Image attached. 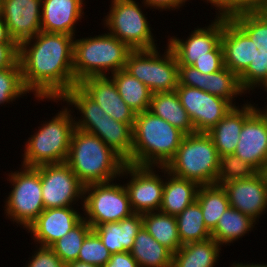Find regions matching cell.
<instances>
[{
  "mask_svg": "<svg viewBox=\"0 0 267 267\" xmlns=\"http://www.w3.org/2000/svg\"><path fill=\"white\" fill-rule=\"evenodd\" d=\"M175 91L195 132L207 133L233 107L227 100L195 87L178 85Z\"/></svg>",
  "mask_w": 267,
  "mask_h": 267,
  "instance_id": "15",
  "label": "cell"
},
{
  "mask_svg": "<svg viewBox=\"0 0 267 267\" xmlns=\"http://www.w3.org/2000/svg\"><path fill=\"white\" fill-rule=\"evenodd\" d=\"M220 157L207 133L185 135L175 156L165 166L174 176L201 185L217 184Z\"/></svg>",
  "mask_w": 267,
  "mask_h": 267,
  "instance_id": "7",
  "label": "cell"
},
{
  "mask_svg": "<svg viewBox=\"0 0 267 267\" xmlns=\"http://www.w3.org/2000/svg\"><path fill=\"white\" fill-rule=\"evenodd\" d=\"M135 0H111L108 14L103 18L112 36L124 42L131 50L156 48L150 21Z\"/></svg>",
  "mask_w": 267,
  "mask_h": 267,
  "instance_id": "10",
  "label": "cell"
},
{
  "mask_svg": "<svg viewBox=\"0 0 267 267\" xmlns=\"http://www.w3.org/2000/svg\"><path fill=\"white\" fill-rule=\"evenodd\" d=\"M257 222L239 210L229 207L218 220L211 231V238L221 246H227L239 240L253 230ZM234 241V242H233ZM225 244V245H223Z\"/></svg>",
  "mask_w": 267,
  "mask_h": 267,
  "instance_id": "30",
  "label": "cell"
},
{
  "mask_svg": "<svg viewBox=\"0 0 267 267\" xmlns=\"http://www.w3.org/2000/svg\"><path fill=\"white\" fill-rule=\"evenodd\" d=\"M143 227L142 214L134 213L120 222L101 224L92 228L111 254L130 252L135 237Z\"/></svg>",
  "mask_w": 267,
  "mask_h": 267,
  "instance_id": "26",
  "label": "cell"
},
{
  "mask_svg": "<svg viewBox=\"0 0 267 267\" xmlns=\"http://www.w3.org/2000/svg\"><path fill=\"white\" fill-rule=\"evenodd\" d=\"M187 1L189 0H142L141 3L146 6V9L150 7V9H158V11H171L176 9L179 10Z\"/></svg>",
  "mask_w": 267,
  "mask_h": 267,
  "instance_id": "46",
  "label": "cell"
},
{
  "mask_svg": "<svg viewBox=\"0 0 267 267\" xmlns=\"http://www.w3.org/2000/svg\"><path fill=\"white\" fill-rule=\"evenodd\" d=\"M259 109L264 111L267 114V109H261V108H259Z\"/></svg>",
  "mask_w": 267,
  "mask_h": 267,
  "instance_id": "52",
  "label": "cell"
},
{
  "mask_svg": "<svg viewBox=\"0 0 267 267\" xmlns=\"http://www.w3.org/2000/svg\"><path fill=\"white\" fill-rule=\"evenodd\" d=\"M32 257L24 267H66V264L50 247L37 246Z\"/></svg>",
  "mask_w": 267,
  "mask_h": 267,
  "instance_id": "41",
  "label": "cell"
},
{
  "mask_svg": "<svg viewBox=\"0 0 267 267\" xmlns=\"http://www.w3.org/2000/svg\"><path fill=\"white\" fill-rule=\"evenodd\" d=\"M234 154L257 172L267 168V114L259 107L244 121Z\"/></svg>",
  "mask_w": 267,
  "mask_h": 267,
  "instance_id": "17",
  "label": "cell"
},
{
  "mask_svg": "<svg viewBox=\"0 0 267 267\" xmlns=\"http://www.w3.org/2000/svg\"><path fill=\"white\" fill-rule=\"evenodd\" d=\"M126 104L136 113L149 110L152 92L137 78L125 69H121L109 76Z\"/></svg>",
  "mask_w": 267,
  "mask_h": 267,
  "instance_id": "31",
  "label": "cell"
},
{
  "mask_svg": "<svg viewBox=\"0 0 267 267\" xmlns=\"http://www.w3.org/2000/svg\"><path fill=\"white\" fill-rule=\"evenodd\" d=\"M253 42L231 19L223 18L221 45L224 66L238 77L253 61Z\"/></svg>",
  "mask_w": 267,
  "mask_h": 267,
  "instance_id": "23",
  "label": "cell"
},
{
  "mask_svg": "<svg viewBox=\"0 0 267 267\" xmlns=\"http://www.w3.org/2000/svg\"><path fill=\"white\" fill-rule=\"evenodd\" d=\"M66 163L86 186L120 178L126 162L100 137L75 129Z\"/></svg>",
  "mask_w": 267,
  "mask_h": 267,
  "instance_id": "4",
  "label": "cell"
},
{
  "mask_svg": "<svg viewBox=\"0 0 267 267\" xmlns=\"http://www.w3.org/2000/svg\"><path fill=\"white\" fill-rule=\"evenodd\" d=\"M140 267H172L173 253L142 227L130 250Z\"/></svg>",
  "mask_w": 267,
  "mask_h": 267,
  "instance_id": "29",
  "label": "cell"
},
{
  "mask_svg": "<svg viewBox=\"0 0 267 267\" xmlns=\"http://www.w3.org/2000/svg\"><path fill=\"white\" fill-rule=\"evenodd\" d=\"M71 106H63L49 121H44L39 129L25 142L22 165L37 167L44 164L66 162L72 134L75 130ZM72 113V114H71Z\"/></svg>",
  "mask_w": 267,
  "mask_h": 267,
  "instance_id": "6",
  "label": "cell"
},
{
  "mask_svg": "<svg viewBox=\"0 0 267 267\" xmlns=\"http://www.w3.org/2000/svg\"><path fill=\"white\" fill-rule=\"evenodd\" d=\"M74 36L40 31L19 45L18 62L25 88L37 98L61 99L76 84Z\"/></svg>",
  "mask_w": 267,
  "mask_h": 267,
  "instance_id": "1",
  "label": "cell"
},
{
  "mask_svg": "<svg viewBox=\"0 0 267 267\" xmlns=\"http://www.w3.org/2000/svg\"><path fill=\"white\" fill-rule=\"evenodd\" d=\"M18 58L19 46L17 44H0V69L15 66Z\"/></svg>",
  "mask_w": 267,
  "mask_h": 267,
  "instance_id": "42",
  "label": "cell"
},
{
  "mask_svg": "<svg viewBox=\"0 0 267 267\" xmlns=\"http://www.w3.org/2000/svg\"><path fill=\"white\" fill-rule=\"evenodd\" d=\"M185 134L150 111L136 114L132 156L136 166L165 167L175 156Z\"/></svg>",
  "mask_w": 267,
  "mask_h": 267,
  "instance_id": "3",
  "label": "cell"
},
{
  "mask_svg": "<svg viewBox=\"0 0 267 267\" xmlns=\"http://www.w3.org/2000/svg\"><path fill=\"white\" fill-rule=\"evenodd\" d=\"M42 0H1V15L19 46L41 31Z\"/></svg>",
  "mask_w": 267,
  "mask_h": 267,
  "instance_id": "18",
  "label": "cell"
},
{
  "mask_svg": "<svg viewBox=\"0 0 267 267\" xmlns=\"http://www.w3.org/2000/svg\"><path fill=\"white\" fill-rule=\"evenodd\" d=\"M130 51L124 42L108 32L74 38L73 73L76 84L87 77L109 76L110 72L113 74L124 69Z\"/></svg>",
  "mask_w": 267,
  "mask_h": 267,
  "instance_id": "5",
  "label": "cell"
},
{
  "mask_svg": "<svg viewBox=\"0 0 267 267\" xmlns=\"http://www.w3.org/2000/svg\"><path fill=\"white\" fill-rule=\"evenodd\" d=\"M239 82L245 94L256 87L262 89L267 83V52L255 43L253 44V61L239 76Z\"/></svg>",
  "mask_w": 267,
  "mask_h": 267,
  "instance_id": "37",
  "label": "cell"
},
{
  "mask_svg": "<svg viewBox=\"0 0 267 267\" xmlns=\"http://www.w3.org/2000/svg\"><path fill=\"white\" fill-rule=\"evenodd\" d=\"M0 44H16L11 38L5 20L0 15Z\"/></svg>",
  "mask_w": 267,
  "mask_h": 267,
  "instance_id": "48",
  "label": "cell"
},
{
  "mask_svg": "<svg viewBox=\"0 0 267 267\" xmlns=\"http://www.w3.org/2000/svg\"><path fill=\"white\" fill-rule=\"evenodd\" d=\"M8 173L11 191L5 199L6 218L27 229L45 209L42 199L40 166L27 167ZM13 186V187H12Z\"/></svg>",
  "mask_w": 267,
  "mask_h": 267,
  "instance_id": "8",
  "label": "cell"
},
{
  "mask_svg": "<svg viewBox=\"0 0 267 267\" xmlns=\"http://www.w3.org/2000/svg\"><path fill=\"white\" fill-rule=\"evenodd\" d=\"M231 19L256 46L267 52V12H244L232 16Z\"/></svg>",
  "mask_w": 267,
  "mask_h": 267,
  "instance_id": "36",
  "label": "cell"
},
{
  "mask_svg": "<svg viewBox=\"0 0 267 267\" xmlns=\"http://www.w3.org/2000/svg\"><path fill=\"white\" fill-rule=\"evenodd\" d=\"M257 171L239 158L235 154H228L220 157L219 172L217 176V184L251 178Z\"/></svg>",
  "mask_w": 267,
  "mask_h": 267,
  "instance_id": "39",
  "label": "cell"
},
{
  "mask_svg": "<svg viewBox=\"0 0 267 267\" xmlns=\"http://www.w3.org/2000/svg\"><path fill=\"white\" fill-rule=\"evenodd\" d=\"M92 230L91 225L83 218L62 238L54 242L50 248L65 263L75 262L87 234Z\"/></svg>",
  "mask_w": 267,
  "mask_h": 267,
  "instance_id": "35",
  "label": "cell"
},
{
  "mask_svg": "<svg viewBox=\"0 0 267 267\" xmlns=\"http://www.w3.org/2000/svg\"><path fill=\"white\" fill-rule=\"evenodd\" d=\"M179 84L201 89L227 100L233 107L234 98L245 93L240 86L239 77L228 68L203 74L193 66H178ZM234 102V103H233Z\"/></svg>",
  "mask_w": 267,
  "mask_h": 267,
  "instance_id": "19",
  "label": "cell"
},
{
  "mask_svg": "<svg viewBox=\"0 0 267 267\" xmlns=\"http://www.w3.org/2000/svg\"><path fill=\"white\" fill-rule=\"evenodd\" d=\"M143 227L160 244L175 253L181 246L175 216L160 211L142 214Z\"/></svg>",
  "mask_w": 267,
  "mask_h": 267,
  "instance_id": "32",
  "label": "cell"
},
{
  "mask_svg": "<svg viewBox=\"0 0 267 267\" xmlns=\"http://www.w3.org/2000/svg\"><path fill=\"white\" fill-rule=\"evenodd\" d=\"M66 267H98L96 265L88 264L81 261L70 262L66 264Z\"/></svg>",
  "mask_w": 267,
  "mask_h": 267,
  "instance_id": "50",
  "label": "cell"
},
{
  "mask_svg": "<svg viewBox=\"0 0 267 267\" xmlns=\"http://www.w3.org/2000/svg\"><path fill=\"white\" fill-rule=\"evenodd\" d=\"M216 8V16L223 18H231L238 14V0H205Z\"/></svg>",
  "mask_w": 267,
  "mask_h": 267,
  "instance_id": "44",
  "label": "cell"
},
{
  "mask_svg": "<svg viewBox=\"0 0 267 267\" xmlns=\"http://www.w3.org/2000/svg\"><path fill=\"white\" fill-rule=\"evenodd\" d=\"M257 108L248 101L243 106H234L223 119L207 132L217 149L219 157L234 154L244 121Z\"/></svg>",
  "mask_w": 267,
  "mask_h": 267,
  "instance_id": "24",
  "label": "cell"
},
{
  "mask_svg": "<svg viewBox=\"0 0 267 267\" xmlns=\"http://www.w3.org/2000/svg\"><path fill=\"white\" fill-rule=\"evenodd\" d=\"M267 0H238V14L244 12H266Z\"/></svg>",
  "mask_w": 267,
  "mask_h": 267,
  "instance_id": "47",
  "label": "cell"
},
{
  "mask_svg": "<svg viewBox=\"0 0 267 267\" xmlns=\"http://www.w3.org/2000/svg\"><path fill=\"white\" fill-rule=\"evenodd\" d=\"M203 74H210L223 69L224 57H203L198 58L192 65Z\"/></svg>",
  "mask_w": 267,
  "mask_h": 267,
  "instance_id": "43",
  "label": "cell"
},
{
  "mask_svg": "<svg viewBox=\"0 0 267 267\" xmlns=\"http://www.w3.org/2000/svg\"><path fill=\"white\" fill-rule=\"evenodd\" d=\"M40 177L45 209L83 205L84 185L66 162L40 165Z\"/></svg>",
  "mask_w": 267,
  "mask_h": 267,
  "instance_id": "12",
  "label": "cell"
},
{
  "mask_svg": "<svg viewBox=\"0 0 267 267\" xmlns=\"http://www.w3.org/2000/svg\"><path fill=\"white\" fill-rule=\"evenodd\" d=\"M85 0H42L41 31L75 37L84 16Z\"/></svg>",
  "mask_w": 267,
  "mask_h": 267,
  "instance_id": "22",
  "label": "cell"
},
{
  "mask_svg": "<svg viewBox=\"0 0 267 267\" xmlns=\"http://www.w3.org/2000/svg\"><path fill=\"white\" fill-rule=\"evenodd\" d=\"M30 93L23 84L21 67L19 62L10 68L0 69V105L26 96Z\"/></svg>",
  "mask_w": 267,
  "mask_h": 267,
  "instance_id": "38",
  "label": "cell"
},
{
  "mask_svg": "<svg viewBox=\"0 0 267 267\" xmlns=\"http://www.w3.org/2000/svg\"><path fill=\"white\" fill-rule=\"evenodd\" d=\"M221 247L213 238L184 244L173 253L172 267H215Z\"/></svg>",
  "mask_w": 267,
  "mask_h": 267,
  "instance_id": "28",
  "label": "cell"
},
{
  "mask_svg": "<svg viewBox=\"0 0 267 267\" xmlns=\"http://www.w3.org/2000/svg\"><path fill=\"white\" fill-rule=\"evenodd\" d=\"M166 52L159 48L131 50L125 70L144 83L152 93L173 92L179 84L178 61L167 44Z\"/></svg>",
  "mask_w": 267,
  "mask_h": 267,
  "instance_id": "9",
  "label": "cell"
},
{
  "mask_svg": "<svg viewBox=\"0 0 267 267\" xmlns=\"http://www.w3.org/2000/svg\"><path fill=\"white\" fill-rule=\"evenodd\" d=\"M110 257L111 253L103 245L98 234L92 229L82 243L77 261L103 267Z\"/></svg>",
  "mask_w": 267,
  "mask_h": 267,
  "instance_id": "40",
  "label": "cell"
},
{
  "mask_svg": "<svg viewBox=\"0 0 267 267\" xmlns=\"http://www.w3.org/2000/svg\"><path fill=\"white\" fill-rule=\"evenodd\" d=\"M156 169L164 173L162 177H166L159 211L176 217L196 201L200 185L195 181L174 176L165 167Z\"/></svg>",
  "mask_w": 267,
  "mask_h": 267,
  "instance_id": "25",
  "label": "cell"
},
{
  "mask_svg": "<svg viewBox=\"0 0 267 267\" xmlns=\"http://www.w3.org/2000/svg\"><path fill=\"white\" fill-rule=\"evenodd\" d=\"M154 169V166L126 163L121 171V178H131L124 186L134 213L144 214L160 210L165 179Z\"/></svg>",
  "mask_w": 267,
  "mask_h": 267,
  "instance_id": "14",
  "label": "cell"
},
{
  "mask_svg": "<svg viewBox=\"0 0 267 267\" xmlns=\"http://www.w3.org/2000/svg\"><path fill=\"white\" fill-rule=\"evenodd\" d=\"M225 189L230 207L239 210L259 222L267 212V175L257 172L251 178L231 180L221 184Z\"/></svg>",
  "mask_w": 267,
  "mask_h": 267,
  "instance_id": "16",
  "label": "cell"
},
{
  "mask_svg": "<svg viewBox=\"0 0 267 267\" xmlns=\"http://www.w3.org/2000/svg\"><path fill=\"white\" fill-rule=\"evenodd\" d=\"M232 266L231 267H267V263H263V264H259V263H249L248 264V262L247 263H236V262H234L233 264H231Z\"/></svg>",
  "mask_w": 267,
  "mask_h": 267,
  "instance_id": "49",
  "label": "cell"
},
{
  "mask_svg": "<svg viewBox=\"0 0 267 267\" xmlns=\"http://www.w3.org/2000/svg\"><path fill=\"white\" fill-rule=\"evenodd\" d=\"M176 220L182 245L206 241L211 238V232L205 226L201 207L197 201L177 215Z\"/></svg>",
  "mask_w": 267,
  "mask_h": 267,
  "instance_id": "34",
  "label": "cell"
},
{
  "mask_svg": "<svg viewBox=\"0 0 267 267\" xmlns=\"http://www.w3.org/2000/svg\"><path fill=\"white\" fill-rule=\"evenodd\" d=\"M222 31L223 17L216 16L208 26L195 28L186 40L172 36L167 44L176 55L178 66H192L198 58L223 57Z\"/></svg>",
  "mask_w": 267,
  "mask_h": 267,
  "instance_id": "13",
  "label": "cell"
},
{
  "mask_svg": "<svg viewBox=\"0 0 267 267\" xmlns=\"http://www.w3.org/2000/svg\"><path fill=\"white\" fill-rule=\"evenodd\" d=\"M103 267H140L128 251L111 254L109 261Z\"/></svg>",
  "mask_w": 267,
  "mask_h": 267,
  "instance_id": "45",
  "label": "cell"
},
{
  "mask_svg": "<svg viewBox=\"0 0 267 267\" xmlns=\"http://www.w3.org/2000/svg\"><path fill=\"white\" fill-rule=\"evenodd\" d=\"M83 217L92 228L101 224L120 222L134 214L127 190L116 180L84 186Z\"/></svg>",
  "mask_w": 267,
  "mask_h": 267,
  "instance_id": "11",
  "label": "cell"
},
{
  "mask_svg": "<svg viewBox=\"0 0 267 267\" xmlns=\"http://www.w3.org/2000/svg\"><path fill=\"white\" fill-rule=\"evenodd\" d=\"M264 89V91L267 92V83L262 87ZM263 109H267V104L265 105V108L262 107Z\"/></svg>",
  "mask_w": 267,
  "mask_h": 267,
  "instance_id": "51",
  "label": "cell"
},
{
  "mask_svg": "<svg viewBox=\"0 0 267 267\" xmlns=\"http://www.w3.org/2000/svg\"><path fill=\"white\" fill-rule=\"evenodd\" d=\"M148 111L164 119L185 135L195 133L191 119L180 103L176 91L152 93Z\"/></svg>",
  "mask_w": 267,
  "mask_h": 267,
  "instance_id": "27",
  "label": "cell"
},
{
  "mask_svg": "<svg viewBox=\"0 0 267 267\" xmlns=\"http://www.w3.org/2000/svg\"><path fill=\"white\" fill-rule=\"evenodd\" d=\"M78 85L110 117L118 122L134 126L136 113L121 98L113 80L109 76L87 77L79 82Z\"/></svg>",
  "mask_w": 267,
  "mask_h": 267,
  "instance_id": "21",
  "label": "cell"
},
{
  "mask_svg": "<svg viewBox=\"0 0 267 267\" xmlns=\"http://www.w3.org/2000/svg\"><path fill=\"white\" fill-rule=\"evenodd\" d=\"M47 101L66 102L81 114L74 117L75 129L100 137L103 142L125 162L132 156L133 127L110 117L78 84L71 88L61 99ZM57 100V101H56ZM78 119V120H76Z\"/></svg>",
  "mask_w": 267,
  "mask_h": 267,
  "instance_id": "2",
  "label": "cell"
},
{
  "mask_svg": "<svg viewBox=\"0 0 267 267\" xmlns=\"http://www.w3.org/2000/svg\"><path fill=\"white\" fill-rule=\"evenodd\" d=\"M196 201L201 207L205 226L210 232L216 227L224 211L230 207L227 193L219 184L201 185Z\"/></svg>",
  "mask_w": 267,
  "mask_h": 267,
  "instance_id": "33",
  "label": "cell"
},
{
  "mask_svg": "<svg viewBox=\"0 0 267 267\" xmlns=\"http://www.w3.org/2000/svg\"><path fill=\"white\" fill-rule=\"evenodd\" d=\"M76 209L74 206L44 209L26 231L37 245L50 247L83 219Z\"/></svg>",
  "mask_w": 267,
  "mask_h": 267,
  "instance_id": "20",
  "label": "cell"
}]
</instances>
